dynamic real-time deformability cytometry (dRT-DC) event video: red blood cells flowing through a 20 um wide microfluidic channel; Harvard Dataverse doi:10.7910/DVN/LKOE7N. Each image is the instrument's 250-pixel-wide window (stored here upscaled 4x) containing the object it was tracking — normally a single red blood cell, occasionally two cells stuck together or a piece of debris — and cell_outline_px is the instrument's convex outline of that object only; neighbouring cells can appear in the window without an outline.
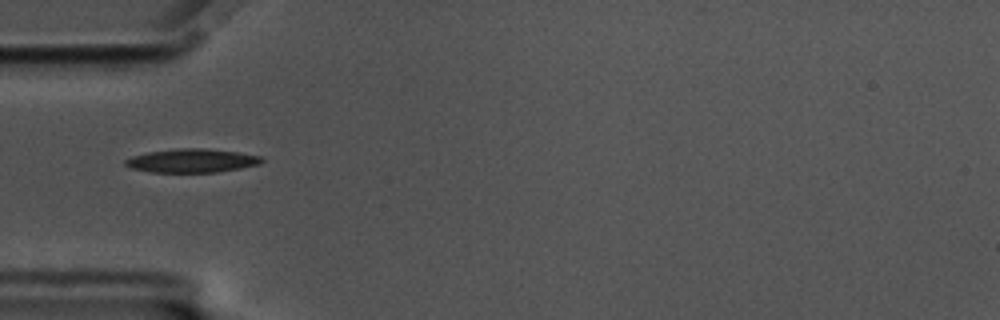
{"species": "common noctule bat (a hibernating species)", "species_latin": "Nyctalus noctula", "temperature_condition": "cold", "stored_images_in_passage": 41, "camera_frame_rate_fps": 3000, "um_per_image_px": 0.085, "animal": {"sex": "male", "body_mass_g": 17.5, "forearm_length_mm": 52.3}, "frame": {"image": 1, "passage_image": 1, "time_ms": 0.0, "image_size_px": [1000, 320], "cell_outline_px": [[264, 160], [260, 164], [240, 168], [216, 172], [152, 172], [132, 168], [124, 164], [124, 160], [132, 156], [148, 152], [180, 148], [204, 148], [236, 152], [260, 156]], "centroid_in_image_um": [16.3, 13.65], "position_along_channel_um": 68.7, "area_um2": 18.61}, "authors_computed_cell_mechanics": {"area_um2": 18.3226, "velocity_mm_per_s": 3.4736, "shape_relaxation_time_tau1_ms": 3.8234, "shape_relaxation_time_tau2_ms": 5.9248, "deformation_change_tau1": 0.1368, "deformation_change_tau2": 0.1319}}